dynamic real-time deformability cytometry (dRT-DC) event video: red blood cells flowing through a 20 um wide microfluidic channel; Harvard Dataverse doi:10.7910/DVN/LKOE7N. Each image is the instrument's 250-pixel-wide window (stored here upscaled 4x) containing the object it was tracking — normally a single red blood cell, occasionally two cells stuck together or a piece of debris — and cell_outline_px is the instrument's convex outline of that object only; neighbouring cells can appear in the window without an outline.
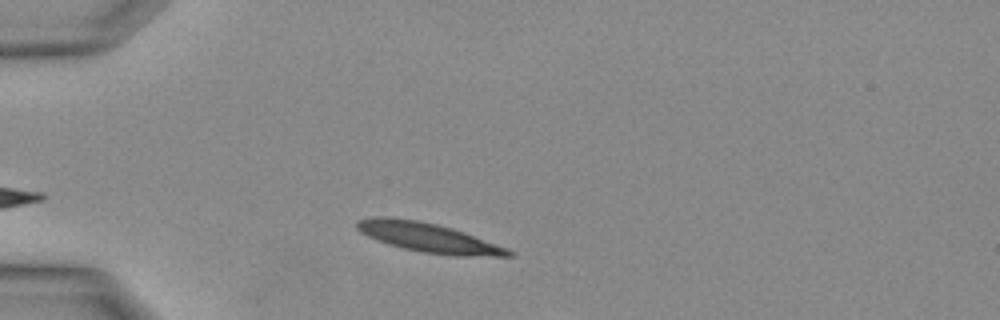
{"species": "Egyptian fruit bat (a non-hibernating species)", "species_latin": "Rousettus aegyptiacus", "temperature_condition": "warm", "stored_images_in_passage": 5, "camera_frame_rate_fps": 3000, "um_per_image_px": 0.085, "animal": {"sex": "female"}, "frame": {"image": 1, "passage_image": 3, "time_ms": 0.667, "image_size_px": [1000, 320], "cell_outline_px": [[516, 256], [456, 256], [424, 252], [404, 248], [388, 244], [368, 236], [360, 232], [356, 228], [356, 224], [360, 220], [376, 216], [384, 216], [416, 220], [436, 224], [452, 228], [464, 232], [508, 248], [516, 252]], "centroid_in_image_um": [36.46, 20.2], "position_along_channel_um": 48.5, "area_um2": 25.72}}